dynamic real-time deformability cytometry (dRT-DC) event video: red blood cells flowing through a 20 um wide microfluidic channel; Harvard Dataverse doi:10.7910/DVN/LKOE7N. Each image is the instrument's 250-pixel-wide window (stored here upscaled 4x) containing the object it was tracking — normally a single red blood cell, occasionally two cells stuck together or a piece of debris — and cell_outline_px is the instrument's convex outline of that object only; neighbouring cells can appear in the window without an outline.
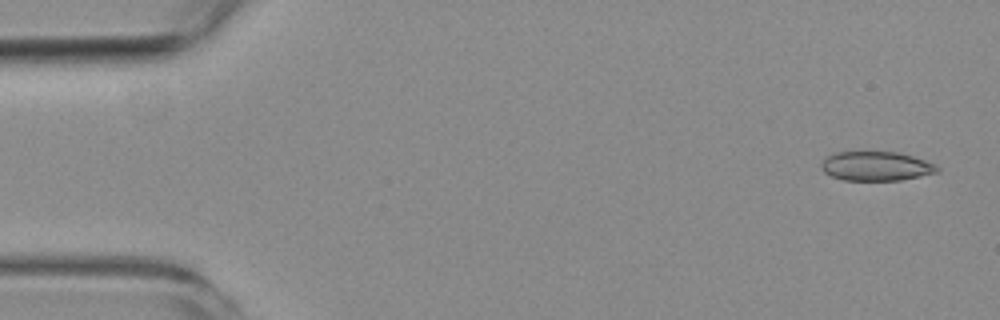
{"species": "common noctule bat (a hibernating species)", "species_latin": "Nyctalus noctula", "temperature_condition": "room temperature", "stored_images_in_passage": 4, "camera_frame_rate_fps": 3000, "um_per_image_px": 0.085, "animal": {"sex": "female", "body_mass_g": 19.3, "forearm_length_mm": 54.1}, "frame": {"image": 1, "passage_image": 1, "time_ms": 0.0, "image_size_px": [1000, 320], "cell_outline_px": [[940, 172], [900, 180], [844, 180], [832, 176], [824, 172], [820, 168], [820, 164], [828, 156], [836, 152], [900, 152], [936, 164], [940, 168]], "centroid_in_image_um": [74.49, 14.12], "position_along_channel_um": 10.5, "area_um2": 19.77}}
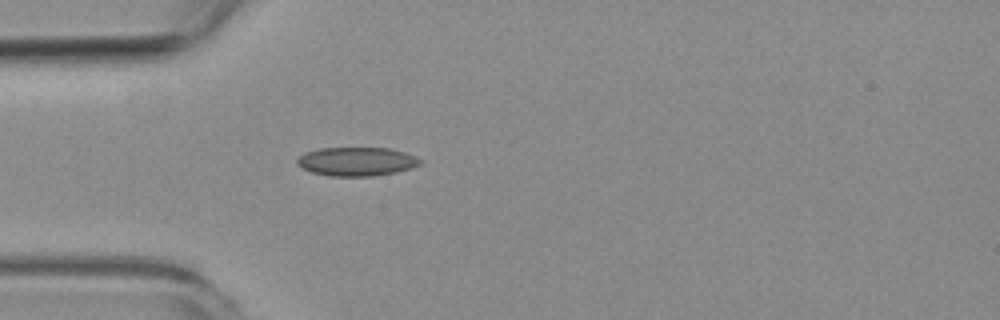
{"frame": {"image": 2, "passage_image": 4, "time_ms": 4.333, "image_size_px": [1000, 320], "cell_outline_px": [[424, 164], [412, 168], [396, 172], [372, 176], [328, 176], [312, 172], [300, 168], [296, 164], [296, 160], [304, 152], [320, 148], [388, 148], [404, 152], [416, 156], [424, 160]], "centroid_in_image_um": [30.33, 13.73], "position_along_channel_um": 54.7, "area_um2": 20.92}}